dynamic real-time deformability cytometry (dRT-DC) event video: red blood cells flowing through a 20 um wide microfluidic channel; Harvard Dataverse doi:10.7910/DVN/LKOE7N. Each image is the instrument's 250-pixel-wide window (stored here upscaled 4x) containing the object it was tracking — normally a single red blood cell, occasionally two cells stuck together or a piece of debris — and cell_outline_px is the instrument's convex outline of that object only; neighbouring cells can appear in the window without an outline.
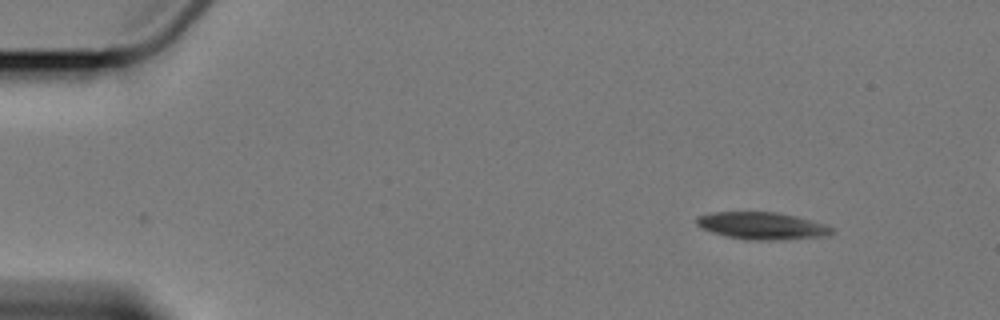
{"species": "Egyptian fruit bat (a non-hibernating species)", "species_latin": "Rousettus aegyptiacus", "temperature_condition": "cold", "stored_images_in_passage": 2, "camera_frame_rate_fps": 3000, "um_per_image_px": 0.085, "animal": {"sex": "female"}, "frame": {"image": 1, "passage_image": 2, "time_ms": 1.667, "image_size_px": [1000, 320], "cell_outline_px": [[836, 232], [832, 236], [788, 240], [744, 240], [724, 236], [700, 228], [696, 224], [696, 216], [712, 212], [776, 212], [796, 216], [828, 224], [836, 228]], "centroid_in_image_um": [64.86, 19.21], "position_along_channel_um": 20.1, "area_um2": 22.25}}